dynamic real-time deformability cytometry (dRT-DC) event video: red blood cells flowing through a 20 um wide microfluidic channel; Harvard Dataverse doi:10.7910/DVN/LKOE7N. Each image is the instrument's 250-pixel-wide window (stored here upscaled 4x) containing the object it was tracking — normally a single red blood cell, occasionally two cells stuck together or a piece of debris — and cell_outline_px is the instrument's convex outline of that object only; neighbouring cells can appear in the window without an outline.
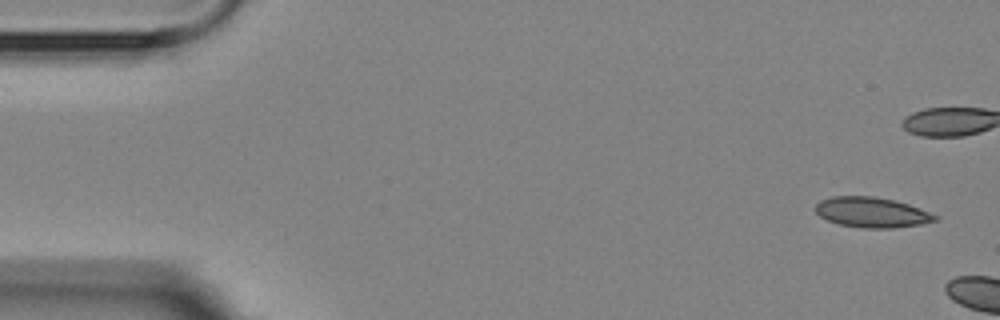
{"species": "Egyptian fruit bat (a non-hibernating species)", "species_latin": "Rousettus aegyptiacus", "temperature_condition": "room temperature", "stored_images_in_passage": 2, "camera_frame_rate_fps": 3000, "um_per_image_px": 0.085, "animal": {"sex": "female"}, "frame": {"image": 1, "passage_image": 1, "time_ms": 0.0, "image_size_px": [1000, 320], "cell_outline_px": [[940, 216], [936, 220], [920, 224], [892, 228], [860, 228], [840, 224], [828, 220], [820, 216], [816, 212], [816, 204], [820, 200], [832, 196], [872, 196], [892, 200], [908, 204], [920, 208]], "centroid_in_image_um": [74.1, 18.05], "position_along_channel_um": 10.9, "area_um2": 20.98}}